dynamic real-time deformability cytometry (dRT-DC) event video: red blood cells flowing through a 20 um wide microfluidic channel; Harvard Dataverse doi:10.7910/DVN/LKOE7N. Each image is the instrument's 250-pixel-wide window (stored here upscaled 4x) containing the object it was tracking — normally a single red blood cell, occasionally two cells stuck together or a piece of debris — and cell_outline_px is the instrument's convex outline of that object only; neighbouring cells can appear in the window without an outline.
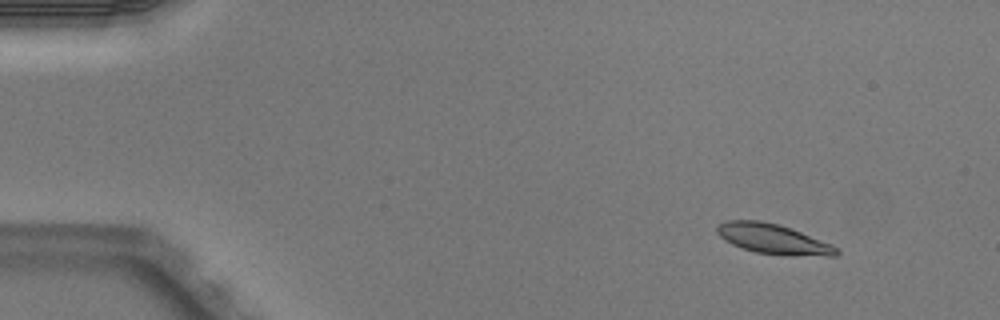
{"species": "Egyptian fruit bat (a non-hibernating species)", "species_latin": "Rousettus aegyptiacus", "temperature_condition": "warm", "stored_images_in_passage": 4, "camera_frame_rate_fps": 3000, "um_per_image_px": 0.085, "animal": {"sex": "male"}, "frame": {"image": 1, "passage_image": 2, "time_ms": 0.333, "image_size_px": [1000, 320], "cell_outline_px": [[840, 252], [836, 256], [784, 256], [756, 252], [732, 244], [724, 240], [716, 232], [716, 228], [724, 220], [760, 220], [792, 228], [832, 244]], "centroid_in_image_um": [65.74, 20.32], "position_along_channel_um": 19.3, "area_um2": 21.04}}